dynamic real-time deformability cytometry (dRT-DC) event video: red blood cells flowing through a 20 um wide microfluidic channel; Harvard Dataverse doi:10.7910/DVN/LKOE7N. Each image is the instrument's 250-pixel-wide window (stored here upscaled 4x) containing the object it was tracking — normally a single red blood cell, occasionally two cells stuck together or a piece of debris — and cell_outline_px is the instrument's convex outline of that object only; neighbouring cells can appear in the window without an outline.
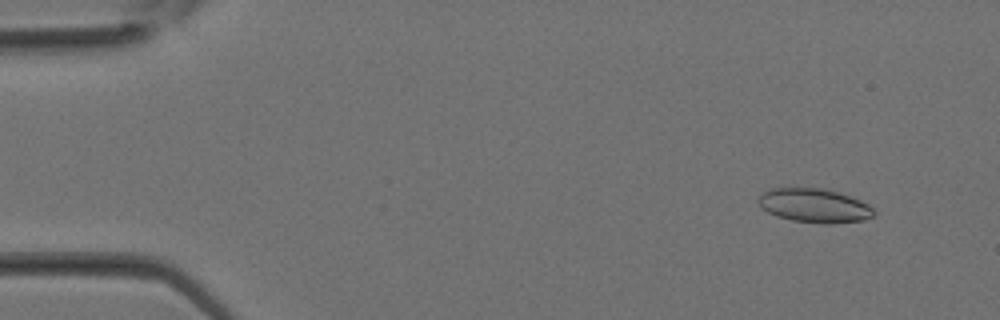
{"species": "Egyptian fruit bat (a non-hibernating species)", "species_latin": "Rousettus aegyptiacus", "temperature_condition": "room temperature", "stored_images_in_passage": 32, "camera_frame_rate_fps": 3000, "um_per_image_px": 0.085, "animal": {"sex": "female"}, "frame": {"image": 1, "passage_image": 2, "time_ms": 0.333, "image_size_px": [1000, 320], "cell_outline_px": [[876, 212], [872, 216], [864, 220], [828, 224], [824, 224], [792, 220], [776, 216], [760, 208], [756, 200], [768, 188], [824, 188], [860, 200], [868, 204]], "centroid_in_image_um": [69.18, 17.48], "position_along_channel_um": 15.8, "area_um2": 22.89}}
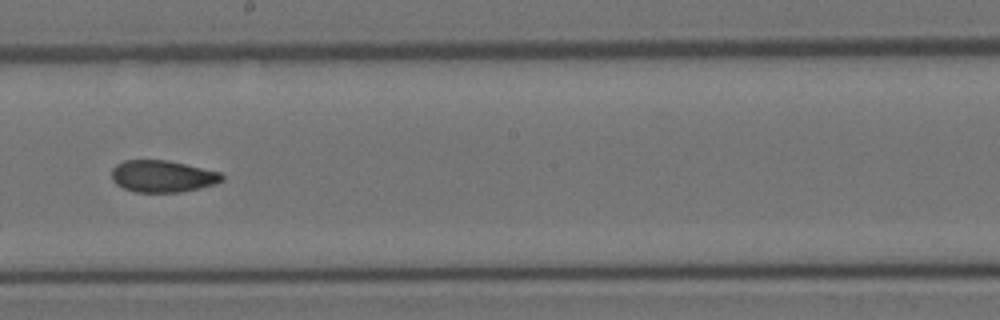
{"frame": {"image": 2, "passage_image": 18, "time_ms": 5.667, "image_size_px": [1000, 320], "cell_outline_px": [[224, 180], [216, 184], [180, 192], [136, 192], [124, 188], [116, 184], [112, 180], [112, 168], [116, 164], [124, 160], [168, 160], [220, 172], [224, 176]], "centroid_in_image_um": [13.81, 14.98], "position_along_channel_um": 234.4, "area_um2": 20.52}}
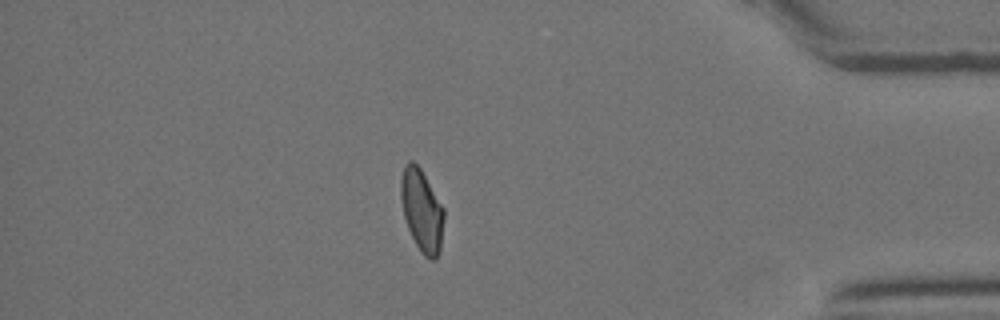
{"frame": {"image": 3, "passage_image": 28, "time_ms": 9.0, "image_size_px": [1000, 320], "cell_outline_px": [[444, 216], [440, 248], [436, 260], [428, 260], [424, 256], [416, 244], [408, 228], [404, 216], [400, 196], [400, 180], [404, 164], [408, 160], [412, 160], [420, 168], [444, 208]], "centroid_in_image_um": [35.84, 17.88], "position_along_channel_um": 399.4, "area_um2": 20.63}}